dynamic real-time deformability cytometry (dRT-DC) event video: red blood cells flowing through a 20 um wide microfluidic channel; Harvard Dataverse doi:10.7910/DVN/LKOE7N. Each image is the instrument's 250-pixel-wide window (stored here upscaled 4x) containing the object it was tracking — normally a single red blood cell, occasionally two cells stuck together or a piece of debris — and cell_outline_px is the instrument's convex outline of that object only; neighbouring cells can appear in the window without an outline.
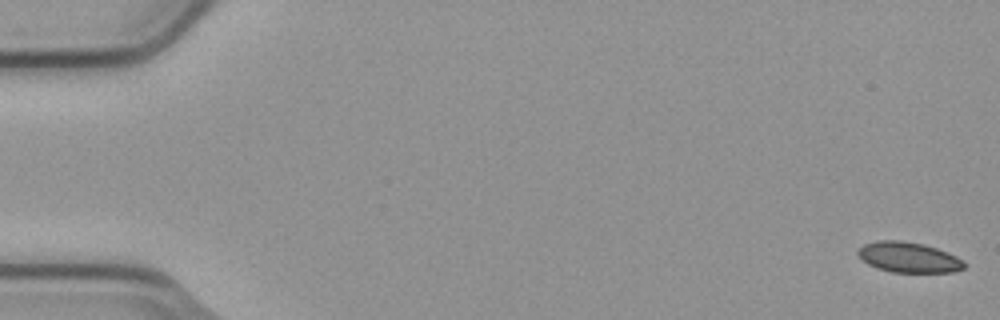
{"species": "common noctule bat (a hibernating species)", "species_latin": "Nyctalus noctula", "temperature_condition": "cold", "stored_images_in_passage": 7, "camera_frame_rate_fps": 3000, "um_per_image_px": 0.085, "animal": {"sex": "male", "body_mass_g": 23.1, "forearm_length_mm": 52.7}, "frame": {"image": 1, "passage_image": 1, "time_ms": 0.0, "image_size_px": [1000, 320], "cell_outline_px": [[964, 268], [952, 272], [892, 272], [876, 268], [868, 264], [856, 252], [864, 244], [880, 240], [900, 240], [924, 244], [948, 252], [964, 260]], "centroid_in_image_um": [77.24, 21.87], "position_along_channel_um": 7.8, "area_um2": 18.73}}
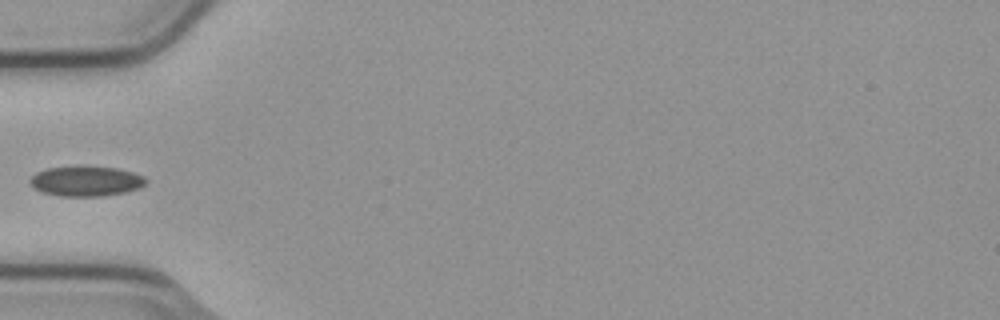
{"frame": {"image": 2, "passage_image": 6, "time_ms": 1.667, "image_size_px": [1000, 320], "cell_outline_px": [[148, 180], [140, 188], [124, 192], [104, 196], [60, 196], [40, 192], [32, 188], [28, 180], [36, 172], [48, 168], [80, 164], [116, 168], [132, 172], [144, 176]], "centroid_in_image_um": [7.27, 15.37], "position_along_channel_um": 77.7, "area_um2": 20.92}}
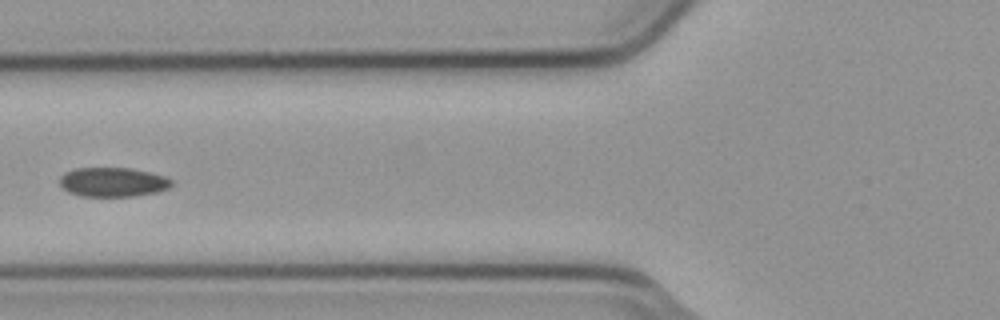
{"frame": {"image": 3, "passage_image": 7, "time_ms": 2.0, "image_size_px": [1000, 320], "cell_outline_px": [[172, 184], [168, 188], [156, 192], [136, 196], [80, 196], [68, 192], [60, 184], [60, 176], [64, 172], [76, 168], [132, 168], [164, 176], [172, 180]], "centroid_in_image_um": [9.57, 15.48], "position_along_channel_um": 116.2, "area_um2": 19.07}}